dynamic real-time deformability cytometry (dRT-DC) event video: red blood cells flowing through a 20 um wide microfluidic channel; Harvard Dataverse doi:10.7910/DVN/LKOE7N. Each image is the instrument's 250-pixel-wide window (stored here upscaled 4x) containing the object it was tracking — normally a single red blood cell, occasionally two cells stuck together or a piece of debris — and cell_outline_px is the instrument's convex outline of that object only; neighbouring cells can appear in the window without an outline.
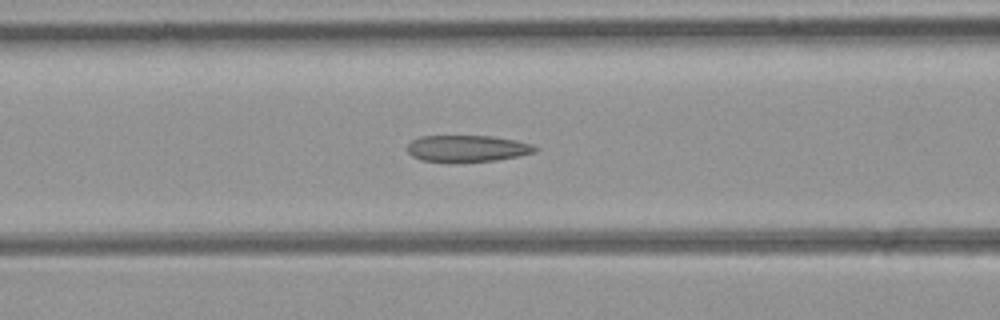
{"species": "common noctule bat (a hibernating species)", "species_latin": "Nyctalus noctula", "temperature_condition": "room temperature", "stored_images_in_passage": 35, "camera_frame_rate_fps": 3000, "um_per_image_px": 0.085, "animal": {"sex": "female", "body_mass_g": 21.9}, "frame": {"image": 1, "passage_image": 6, "time_ms": 1.667, "image_size_px": [1000, 320], "cell_outline_px": [[540, 148], [536, 152], [496, 160], [448, 164], [420, 160], [412, 156], [408, 152], [408, 144], [412, 140], [420, 136], [492, 136], [516, 140], [532, 144]], "centroid_in_image_um": [39.69, 12.65], "position_along_channel_um": 126.9, "area_um2": 20.35}}
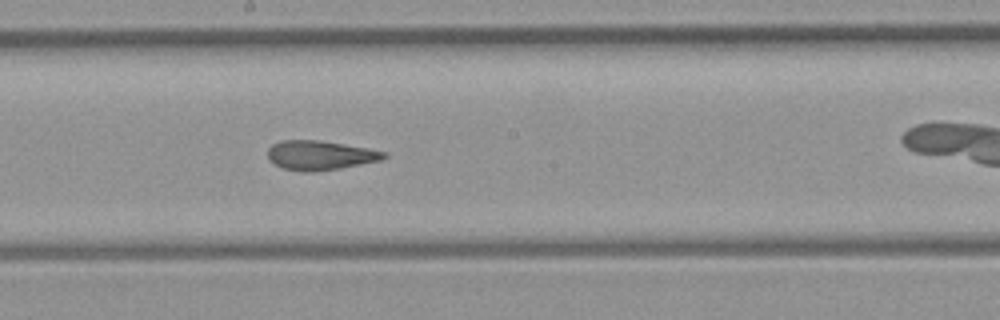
{"frame": {"image": 2, "passage_image": 13, "time_ms": 4.0, "image_size_px": [1000, 320], "cell_outline_px": [[388, 156], [380, 160], [340, 168], [316, 172], [304, 172], [284, 168], [268, 160], [268, 148], [272, 144], [284, 140], [316, 140], [368, 148], [388, 152]], "centroid_in_image_um": [27.21, 13.2], "position_along_channel_um": 221.0, "area_um2": 19.77}}
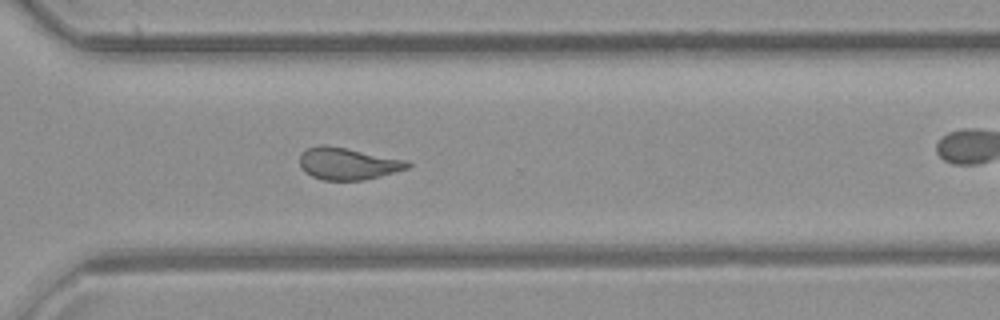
{"frame": {"image": 3, "passage_image": 22, "time_ms": 7.0, "image_size_px": [1000, 320], "cell_outline_px": [[412, 164], [408, 168], [380, 176], [364, 180], [324, 180], [312, 176], [304, 172], [300, 164], [300, 156], [308, 148], [324, 144], [408, 160]], "centroid_in_image_um": [29.58, 13.91], "position_along_channel_um": 341.0, "area_um2": 19.94}}